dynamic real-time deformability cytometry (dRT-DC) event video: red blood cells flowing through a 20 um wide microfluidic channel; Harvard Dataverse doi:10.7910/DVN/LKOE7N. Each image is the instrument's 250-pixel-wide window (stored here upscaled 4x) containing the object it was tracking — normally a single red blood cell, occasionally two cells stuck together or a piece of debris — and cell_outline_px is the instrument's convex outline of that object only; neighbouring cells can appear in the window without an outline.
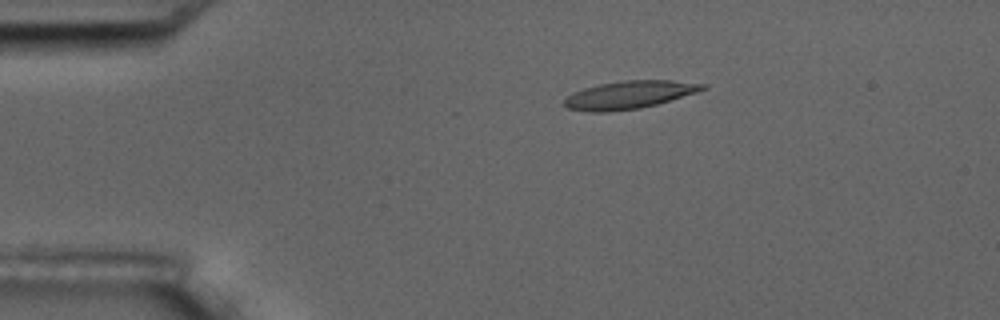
{"species": "common noctule bat (a hibernating species)", "species_latin": "Nyctalus noctula", "temperature_condition": "room temperature", "stored_images_in_passage": 4, "camera_frame_rate_fps": 3000, "um_per_image_px": 0.085, "animal": {"sex": "male", "body_mass_g": 17.5, "forearm_length_mm": 52.3}, "frame": {"image": 1, "passage_image": 2, "time_ms": 2.0, "image_size_px": [1000, 320], "cell_outline_px": [[708, 88], [696, 92], [656, 104], [640, 108], [608, 112], [592, 112], [568, 108], [564, 104], [564, 100], [568, 96], [584, 88], [600, 84], [624, 80], [672, 80], [708, 84]], "centroid_in_image_um": [53.52, 8.05], "position_along_channel_um": 31.5, "area_um2": 22.2}}
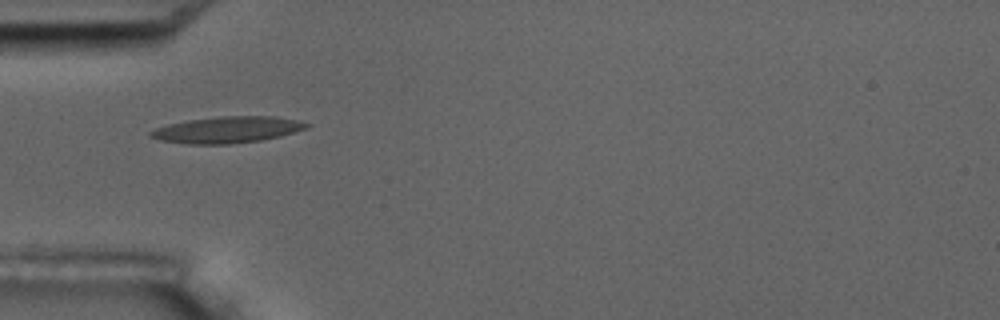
{"frame": {"image": 2, "passage_image": 4, "time_ms": 4.333, "image_size_px": [1000, 320], "cell_outline_px": [[312, 124], [308, 128], [280, 136], [260, 140], [228, 144], [188, 144], [160, 140], [148, 136], [148, 132], [156, 128], [168, 124], [188, 120], [220, 116], [276, 116], [300, 120]], "centroid_in_image_um": [19.34, 11.02], "position_along_channel_um": 65.7, "area_um2": 24.1}}